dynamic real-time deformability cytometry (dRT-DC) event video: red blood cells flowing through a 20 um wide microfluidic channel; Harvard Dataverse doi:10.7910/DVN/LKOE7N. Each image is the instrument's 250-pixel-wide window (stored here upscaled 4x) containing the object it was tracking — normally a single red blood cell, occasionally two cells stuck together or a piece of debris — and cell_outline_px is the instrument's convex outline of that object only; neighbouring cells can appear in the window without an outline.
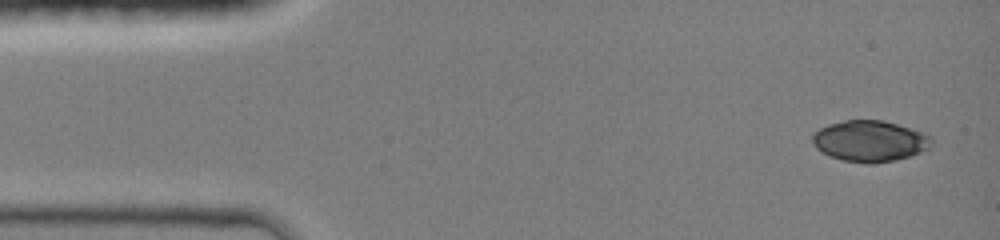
{"species": "common noctule bat (a hibernating species)", "species_latin": "Nyctalus noctula", "temperature_condition": "room temperature", "stored_images_in_passage": 10, "camera_frame_rate_fps": 3000, "um_per_image_px": 0.085, "animal": {"sex": "female", "body_mass_g": 19.0, "forearm_length_mm": 51.5}, "frame": {"image": 1, "passage_image": 1, "time_ms": 0.0, "image_size_px": [1000, 240], "cell_outline_px": [[932, 144], [928, 148], [920, 152], [896, 160], [872, 164], [868, 164], [844, 160], [832, 156], [816, 148], [812, 144], [812, 136], [820, 128], [828, 124], [844, 120], [880, 120], [896, 124], [924, 132], [932, 136]], "centroid_in_image_um": [73.95, 11.98], "position_along_channel_um": 11.1, "area_um2": 28.38}}
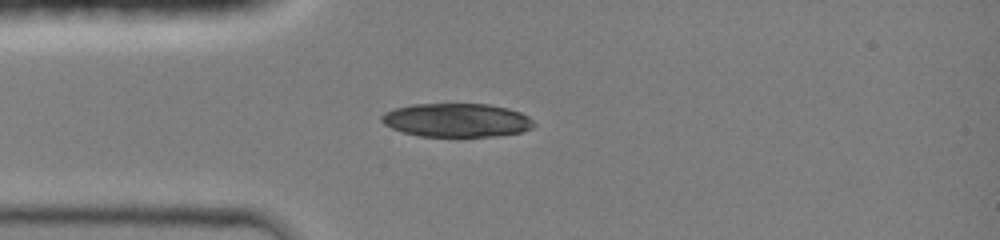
{"frame": {"image": 2, "passage_image": 6, "time_ms": 3.0, "image_size_px": [1000, 240], "cell_outline_px": [[536, 124], [532, 128], [520, 132], [496, 136], [420, 136], [404, 132], [392, 128], [384, 124], [380, 120], [380, 116], [384, 112], [396, 108], [412, 104], [488, 104], [508, 108], [520, 112], [528, 116]], "centroid_in_image_um": [38.81, 10.21], "position_along_channel_um": 46.2, "area_um2": 29.82}}
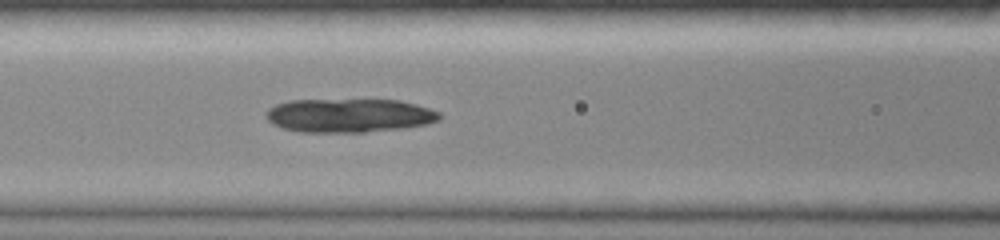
{"frame": {"image": 3, "passage_image": 10, "time_ms": 5.333, "image_size_px": [1000, 240], "cell_outline_px": [[440, 120], [428, 124], [404, 128], [364, 132], [300, 132], [284, 128], [272, 124], [264, 116], [264, 112], [268, 108], [276, 104], [288, 100], [400, 100], [416, 104], [440, 112]], "centroid_in_image_um": [29.66, 9.81], "position_along_channel_um": 136.9, "area_um2": 34.33}}